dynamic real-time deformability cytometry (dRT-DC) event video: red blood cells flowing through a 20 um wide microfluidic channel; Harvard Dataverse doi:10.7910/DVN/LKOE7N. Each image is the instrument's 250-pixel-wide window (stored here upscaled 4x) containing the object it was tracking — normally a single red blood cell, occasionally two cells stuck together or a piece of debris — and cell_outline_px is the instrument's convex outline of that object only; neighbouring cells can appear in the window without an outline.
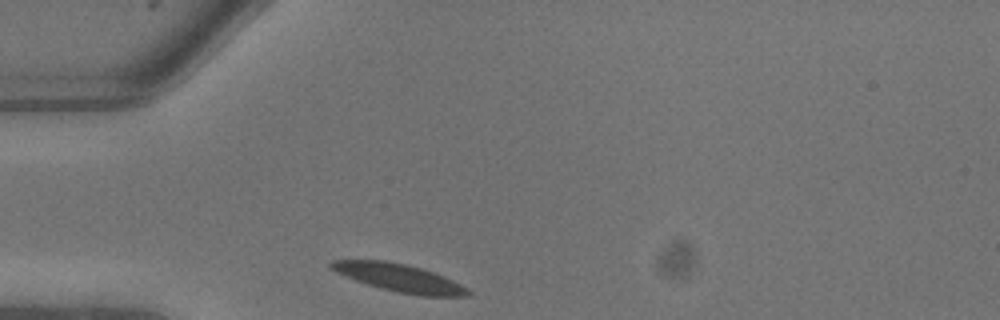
{"species": "common noctule bat (a hibernating species)", "species_latin": "Nyctalus noctula", "temperature_condition": "warm", "stored_images_in_passage": 3, "camera_frame_rate_fps": 3000, "um_per_image_px": 0.085, "animal": {"sex": "male", "body_mass_g": 13.3}, "frame": {"image": 1, "passage_image": 1, "time_ms": 0.0, "image_size_px": [1000, 320], "cell_outline_px": [[472, 292], [468, 296], [420, 296], [396, 292], [380, 288], [356, 280], [336, 272], [328, 268], [328, 264], [332, 260], [384, 260], [404, 264], [420, 268], [432, 272], [452, 280], [468, 288]], "centroid_in_image_um": [33.92, 23.62], "position_along_channel_um": 51.1, "area_um2": 22.02}}
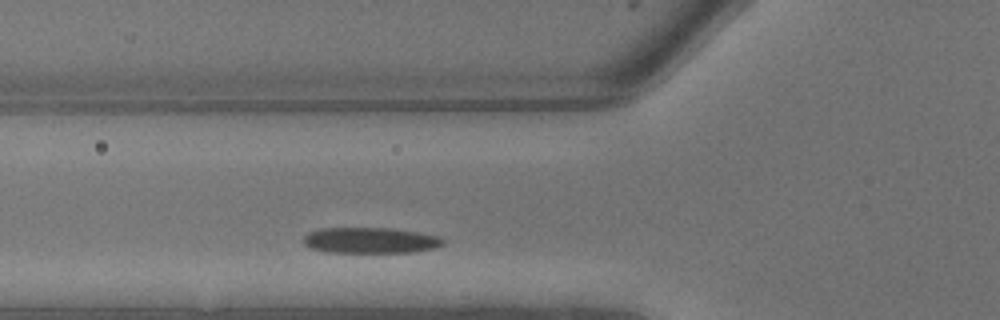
{"frame": {"image": 2, "passage_image": 3, "time_ms": 0.667, "image_size_px": [1000, 320], "cell_outline_px": [[444, 244], [432, 248], [416, 252], [328, 252], [308, 248], [304, 244], [304, 236], [308, 232], [320, 228], [392, 228], [440, 236], [444, 240]], "centroid_in_image_um": [31.45, 20.43], "position_along_channel_um": 94.3, "area_um2": 21.04}}